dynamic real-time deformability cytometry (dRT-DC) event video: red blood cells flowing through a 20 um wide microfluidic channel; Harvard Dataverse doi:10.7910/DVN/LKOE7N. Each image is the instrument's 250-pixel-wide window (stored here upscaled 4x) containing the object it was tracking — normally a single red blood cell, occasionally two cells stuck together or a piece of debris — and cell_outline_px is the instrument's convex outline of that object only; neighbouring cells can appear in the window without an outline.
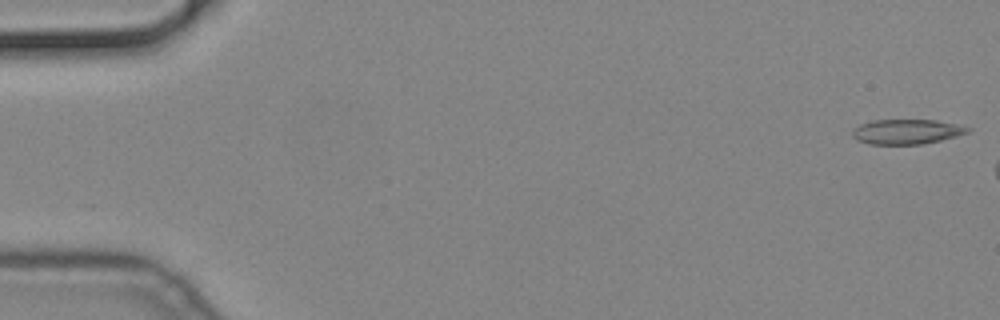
{"species": "common noctule bat (a hibernating species)", "species_latin": "Nyctalus noctula", "temperature_condition": "cold", "stored_images_in_passage": 5, "segment_of_instrument_passage": [1, 2], "camera_frame_rate_fps": 3000, "um_per_image_px": 0.085, "animal": {"sex": "male", "body_mass_g": 19.2, "forearm_length_mm": 51.8}, "frame": {"image": 1, "passage_image": 1, "time_ms": 0.0, "image_size_px": [1000, 320], "cell_outline_px": [[972, 128], [968, 132], [956, 136], [924, 144], [868, 144], [856, 140], [852, 136], [852, 132], [860, 124], [872, 120], [936, 120], [956, 124]], "centroid_in_image_um": [77.05, 11.19], "position_along_channel_um": 7.9, "area_um2": 16.65}}